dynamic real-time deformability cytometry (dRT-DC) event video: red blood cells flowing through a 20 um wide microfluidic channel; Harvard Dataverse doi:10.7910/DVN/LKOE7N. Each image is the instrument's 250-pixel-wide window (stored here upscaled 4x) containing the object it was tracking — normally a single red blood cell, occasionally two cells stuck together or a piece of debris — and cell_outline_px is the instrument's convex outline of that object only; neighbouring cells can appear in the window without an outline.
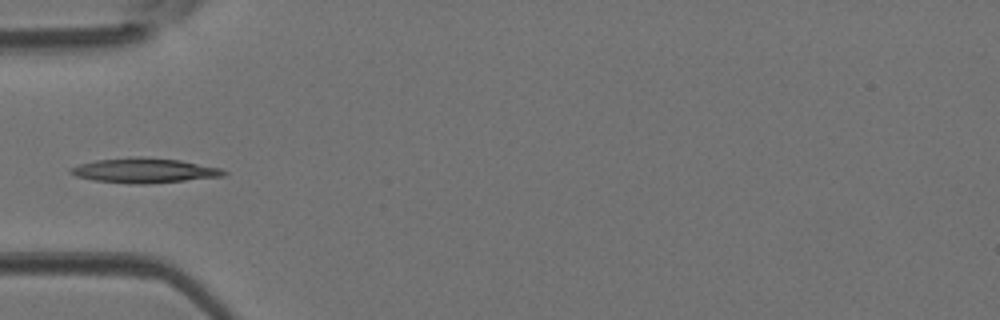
{"species": "Egyptian fruit bat (a non-hibernating species)", "species_latin": "Rousettus aegyptiacus", "temperature_condition": "room temperature", "stored_images_in_passage": 30, "camera_frame_rate_fps": 3000, "um_per_image_px": 0.085, "animal": {"sex": "female"}, "frame": {"image": 1, "passage_image": 1, "time_ms": 0.0, "image_size_px": [1000, 320], "cell_outline_px": [[228, 172], [224, 176], [144, 184], [136, 184], [92, 180], [76, 176], [68, 172], [68, 168], [80, 164], [96, 160], [128, 156], [140, 156], [180, 160], [220, 168]], "centroid_in_image_um": [12.21, 14.48], "position_along_channel_um": 72.8, "area_um2": 22.14}}
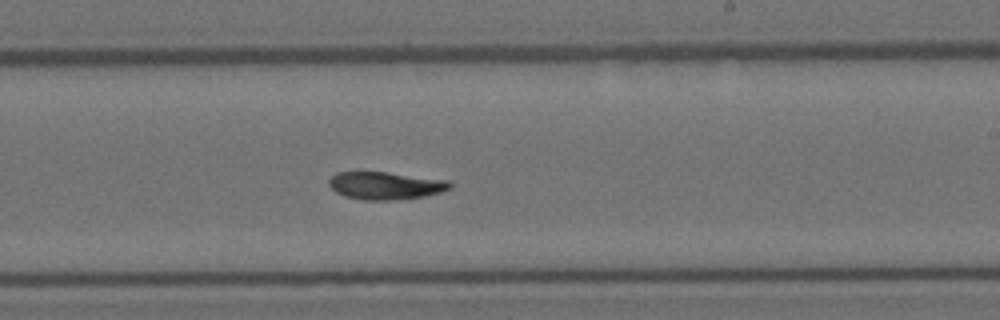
{"frame": {"image": 2, "passage_image": 13, "time_ms": 4.0, "image_size_px": [1000, 320], "cell_outline_px": [[452, 188], [440, 192], [424, 196], [396, 200], [364, 200], [344, 196], [336, 192], [328, 184], [328, 180], [336, 172], [388, 172], [448, 180], [452, 184]], "centroid_in_image_um": [32.76, 15.77], "position_along_channel_um": 256.2, "area_um2": 19.54}}
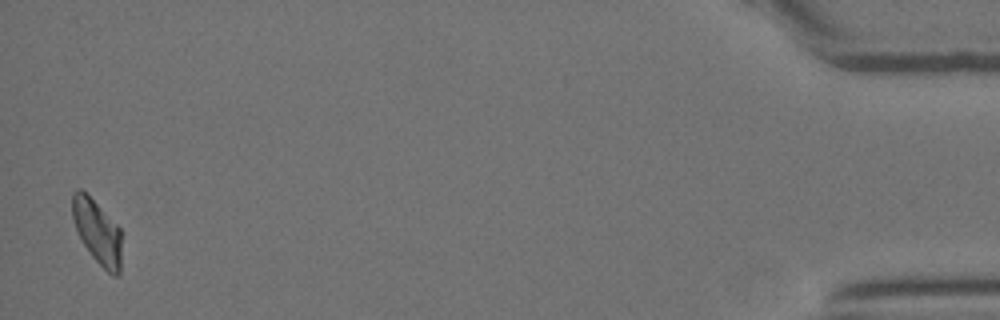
{"frame": {"image": 3, "passage_image": 30, "time_ms": 9.667, "image_size_px": [1000, 320], "cell_outline_px": [[120, 272], [116, 276], [112, 276], [92, 256], [80, 240], [72, 216], [72, 192], [80, 188], [120, 228]], "centroid_in_image_um": [8.24, 19.72], "position_along_channel_um": 427.0, "area_um2": 17.92}}